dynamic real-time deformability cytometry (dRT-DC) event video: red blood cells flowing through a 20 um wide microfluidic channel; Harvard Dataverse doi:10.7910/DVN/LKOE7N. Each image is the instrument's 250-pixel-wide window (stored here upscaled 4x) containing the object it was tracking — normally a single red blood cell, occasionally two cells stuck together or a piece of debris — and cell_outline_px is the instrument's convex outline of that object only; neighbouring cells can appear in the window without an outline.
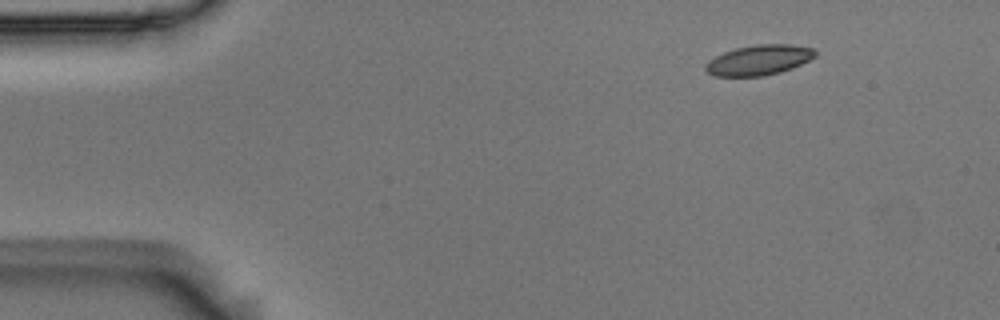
{"species": "Egyptian fruit bat (a non-hibernating species)", "species_latin": "Rousettus aegyptiacus", "temperature_condition": "room temperature", "stored_images_in_passage": 49, "camera_frame_rate_fps": 3000, "um_per_image_px": 0.085, "animal": {"sex": "male"}, "frame": {"image": 1, "passage_image": 1, "time_ms": 0.0, "image_size_px": [1000, 320], "cell_outline_px": [[816, 56], [792, 68], [780, 72], [764, 76], [716, 76], [708, 72], [704, 68], [704, 64], [708, 60], [724, 52], [736, 48], [760, 44], [792, 44], [812, 48], [816, 52]], "centroid_in_image_um": [64.49, 5.1], "position_along_channel_um": 20.5, "area_um2": 19.19}}
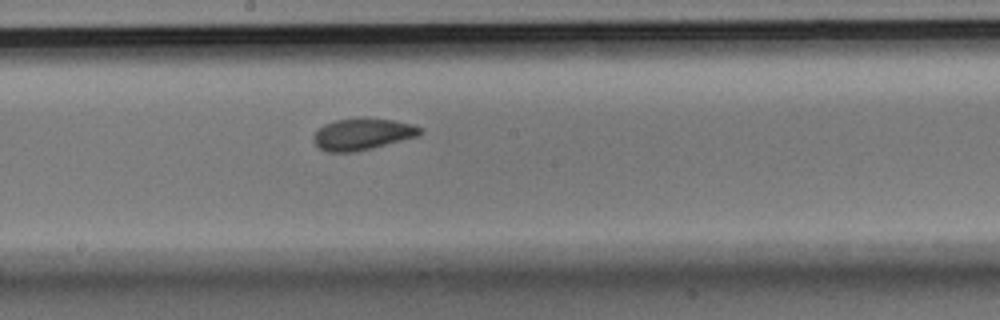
{"frame": {"image": 2, "passage_image": 24, "time_ms": 7.667, "image_size_px": [1000, 320], "cell_outline_px": [[424, 132], [416, 136], [372, 148], [356, 152], [328, 152], [320, 148], [312, 140], [312, 136], [324, 124], [336, 120], [356, 116], [364, 116], [392, 120], [412, 124], [420, 128]], "centroid_in_image_um": [30.77, 11.37], "position_along_channel_um": 217.4, "area_um2": 19.83}}
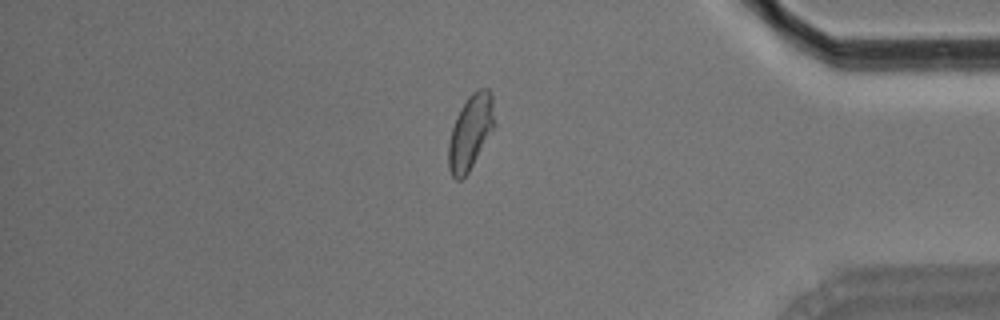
{"frame": {"image": 3, "passage_image": 41, "time_ms": 13.333, "image_size_px": [1000, 320], "cell_outline_px": [[496, 124], [468, 172], [460, 180], [456, 180], [452, 176], [448, 168], [448, 144], [452, 128], [456, 116], [460, 108], [468, 96], [472, 92], [480, 88], [488, 88], [492, 96]], "centroid_in_image_um": [39.99, 11.2], "position_along_channel_um": 395.2, "area_um2": 20.0}, "authors_computed_cell_mechanics": {"area_um2": 19.5364, "velocity_mm_per_s": 3.6463, "shape_relaxation_time_tau1_ms": 8.4095, "shape_relaxation_time_tau2_ms": 1.9446, "deformation_change_tau1": 0.1611, "deformation_change_tau2": 0.0626}}